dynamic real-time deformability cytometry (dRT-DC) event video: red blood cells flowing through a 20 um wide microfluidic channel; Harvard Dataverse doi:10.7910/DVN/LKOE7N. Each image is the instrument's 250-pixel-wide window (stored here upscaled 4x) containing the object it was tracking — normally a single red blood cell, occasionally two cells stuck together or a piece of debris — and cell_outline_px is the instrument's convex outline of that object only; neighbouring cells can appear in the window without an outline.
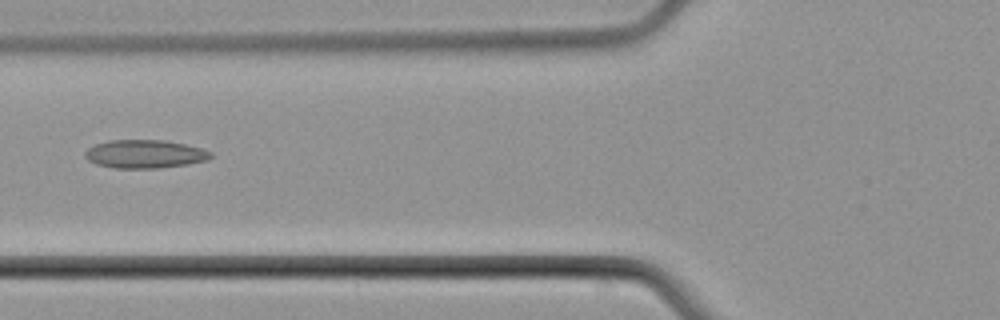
{"species": "common noctule bat (a hibernating species)", "species_latin": "Nyctalus noctula", "temperature_condition": "cold", "stored_images_in_passage": 7, "camera_frame_rate_fps": 3000, "um_per_image_px": 0.085, "animal": {"sex": "male", "body_mass_g": 21.5, "forearm_length_mm": 52.0}, "frame": {"image": 1, "passage_image": 5, "time_ms": 6.0, "image_size_px": [1000, 320], "cell_outline_px": [[212, 156], [208, 160], [188, 164], [160, 168], [112, 168], [96, 164], [88, 160], [84, 156], [84, 152], [88, 148], [96, 144], [108, 140], [164, 140], [184, 144], [200, 148], [212, 152]], "centroid_in_image_um": [12.29, 13.09], "position_along_channel_um": 113.5, "area_um2": 20.81}}
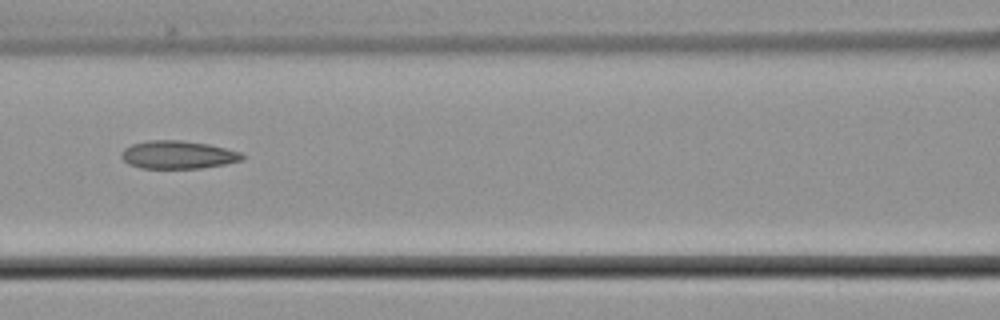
{"frame": {"image": 2, "passage_image": 6, "time_ms": 7.0, "image_size_px": [1000, 320], "cell_outline_px": [[244, 160], [224, 164], [200, 168], [140, 168], [128, 164], [120, 156], [120, 152], [124, 148], [132, 144], [148, 140], [184, 140], [208, 144], [240, 152], [244, 156]], "centroid_in_image_um": [15.09, 13.15], "position_along_channel_um": 151.5, "area_um2": 19.77}}
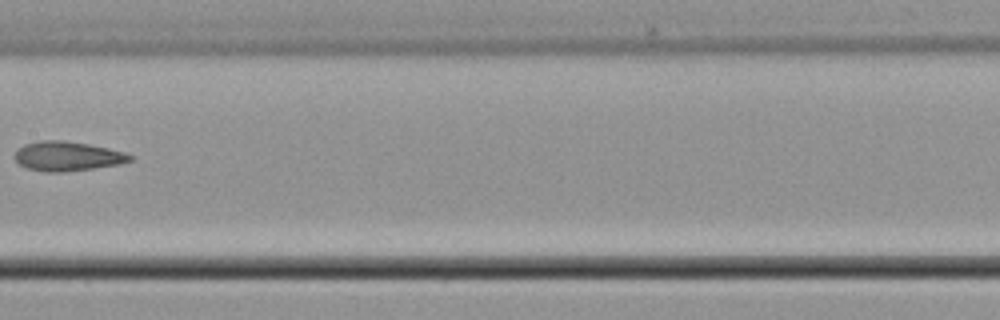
{"frame": {"image": 3, "passage_image": 7, "time_ms": 8.333, "image_size_px": [1000, 320], "cell_outline_px": [[132, 160], [120, 164], [92, 168], [60, 172], [48, 172], [28, 168], [20, 164], [16, 160], [16, 152], [24, 144], [40, 140], [64, 140], [88, 144], [108, 148], [124, 152], [132, 156]], "centroid_in_image_um": [5.74, 13.27], "position_along_channel_um": 201.7, "area_um2": 19.48}}